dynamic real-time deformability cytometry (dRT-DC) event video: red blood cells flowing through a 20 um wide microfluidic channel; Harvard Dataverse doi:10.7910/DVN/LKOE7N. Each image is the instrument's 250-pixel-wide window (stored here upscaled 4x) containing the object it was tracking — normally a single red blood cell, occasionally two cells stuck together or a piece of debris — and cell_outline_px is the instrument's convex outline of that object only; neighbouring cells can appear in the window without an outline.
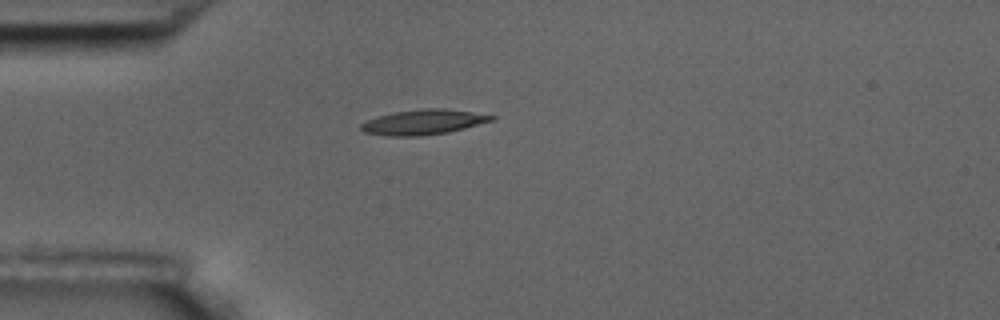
{"species": "common noctule bat (a hibernating species)", "species_latin": "Nyctalus noctula", "temperature_condition": "room temperature", "stored_images_in_passage": 1, "camera_frame_rate_fps": 3000, "um_per_image_px": 0.085, "animal": {"sex": "male", "body_mass_g": 17.5, "forearm_length_mm": 52.3}, "frame": {"image": 1, "passage_image": 1, "time_ms": 0.0, "image_size_px": [1000, 320], "cell_outline_px": [[496, 120], [448, 132], [420, 136], [388, 136], [364, 132], [360, 128], [360, 124], [368, 120], [380, 116], [396, 112], [424, 108], [444, 108], [472, 112], [496, 116]], "centroid_in_image_um": [36.02, 10.38], "position_along_channel_um": 49.0, "area_um2": 18.9}}